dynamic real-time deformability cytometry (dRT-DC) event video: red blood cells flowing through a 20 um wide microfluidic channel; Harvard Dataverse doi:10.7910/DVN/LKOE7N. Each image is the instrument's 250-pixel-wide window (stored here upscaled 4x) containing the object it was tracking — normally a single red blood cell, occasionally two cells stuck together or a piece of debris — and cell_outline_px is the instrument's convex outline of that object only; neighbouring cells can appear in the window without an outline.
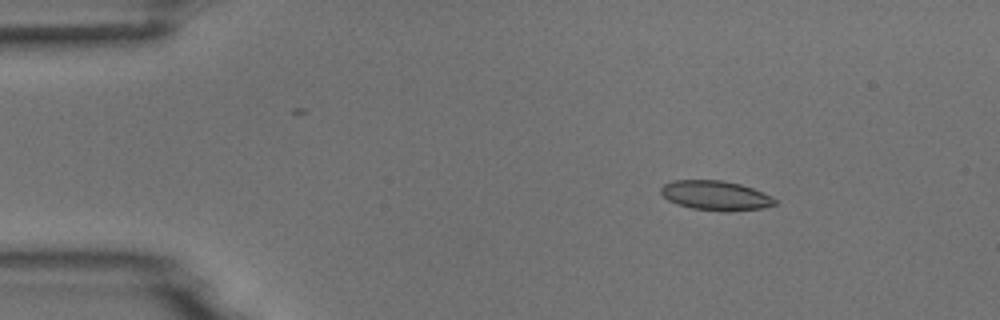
{"species": "common noctule bat (a hibernating species)", "species_latin": "Nyctalus noctula", "temperature_condition": "room temperature", "stored_images_in_passage": 5, "camera_frame_rate_fps": 3000, "um_per_image_px": 0.085, "animal": {"sex": "male", "body_mass_g": 18.8}, "frame": {"image": 1, "passage_image": 3, "time_ms": 2.333, "image_size_px": [1000, 320], "cell_outline_px": [[776, 204], [764, 208], [728, 212], [724, 212], [692, 208], [676, 204], [668, 200], [660, 192], [660, 188], [664, 184], [672, 180], [724, 180], [740, 184], [752, 188], [776, 200]], "centroid_in_image_um": [60.79, 16.62], "position_along_channel_um": 24.2, "area_um2": 19.65}}